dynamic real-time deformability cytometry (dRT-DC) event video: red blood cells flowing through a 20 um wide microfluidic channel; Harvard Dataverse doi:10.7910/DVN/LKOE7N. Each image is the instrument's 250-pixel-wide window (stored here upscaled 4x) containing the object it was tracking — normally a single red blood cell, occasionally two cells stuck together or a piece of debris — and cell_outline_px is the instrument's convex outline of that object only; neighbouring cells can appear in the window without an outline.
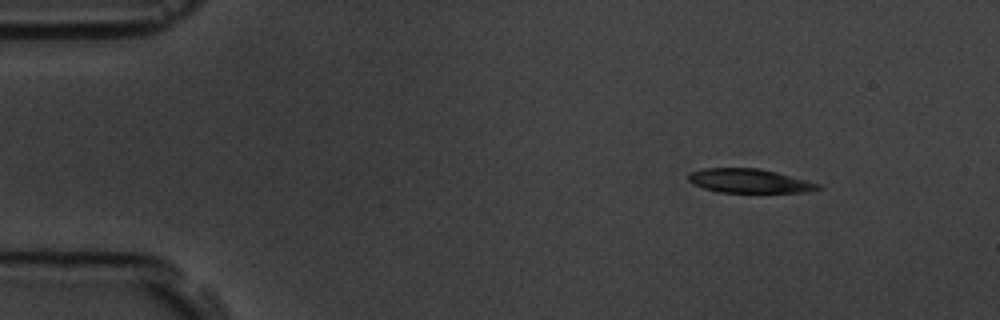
{"species": "common noctule bat (a hibernating species)", "species_latin": "Nyctalus noctula", "temperature_condition": "room temperature", "stored_images_in_passage": 5, "camera_frame_rate_fps": 3000, "um_per_image_px": 0.085, "animal": {"sex": "male", "body_mass_g": 19.5, "forearm_length_mm": 54.6}, "frame": {"image": 1, "passage_image": 1, "time_ms": 0.0, "image_size_px": [1000, 320], "cell_outline_px": [[824, 188], [808, 192], [720, 192], [704, 188], [692, 184], [688, 180], [688, 176], [692, 172], [704, 168], [760, 168], [776, 172], [820, 184]], "centroid_in_image_um": [63.71, 15.38], "position_along_channel_um": 21.3, "area_um2": 18.03}}
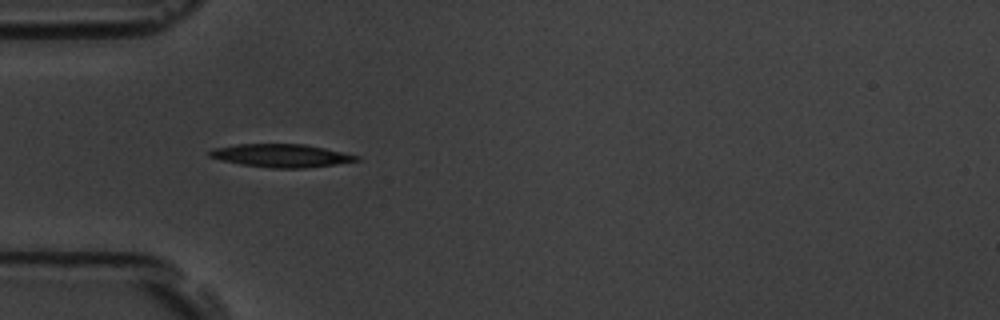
{"frame": {"image": 2, "passage_image": 4, "time_ms": 3.333, "image_size_px": [1000, 320], "cell_outline_px": [[360, 160], [336, 164], [304, 168], [272, 168], [240, 164], [208, 156], [208, 152], [212, 148], [236, 144], [304, 144], [324, 148], [360, 156]], "centroid_in_image_um": [23.89, 13.22], "position_along_channel_um": 61.1, "area_um2": 19.65}}
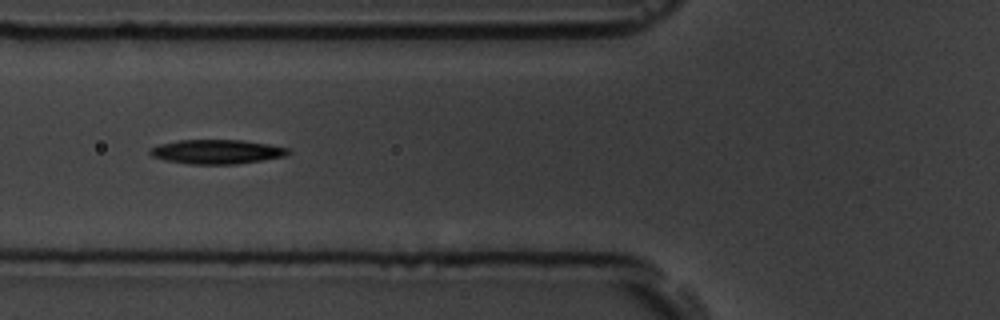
{"frame": {"image": 3, "passage_image": 5, "time_ms": 4.667, "image_size_px": [1000, 320], "cell_outline_px": [[292, 152], [284, 156], [236, 164], [188, 164], [164, 160], [152, 156], [148, 152], [148, 148], [160, 144], [176, 140], [240, 140], [268, 144], [292, 148]], "centroid_in_image_um": [18.4, 12.89], "position_along_channel_um": 107.4, "area_um2": 19.65}}